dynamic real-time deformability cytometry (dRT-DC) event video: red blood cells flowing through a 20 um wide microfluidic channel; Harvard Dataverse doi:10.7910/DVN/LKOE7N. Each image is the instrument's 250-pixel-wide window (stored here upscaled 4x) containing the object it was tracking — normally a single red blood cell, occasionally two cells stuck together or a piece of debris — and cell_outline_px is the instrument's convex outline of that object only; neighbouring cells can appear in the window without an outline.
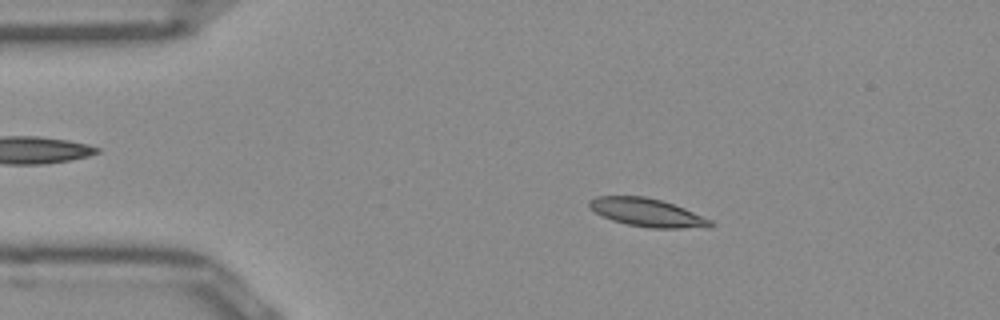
{"species": "Egyptian fruit bat (a non-hibernating species)", "species_latin": "Rousettus aegyptiacus", "temperature_condition": "room temperature", "stored_images_in_passage": 50, "camera_frame_rate_fps": 3000, "um_per_image_px": 0.085, "frame": {"image": 1, "passage_image": 8, "time_ms": 2.333, "image_size_px": [1000, 320], "cell_outline_px": [[716, 224], [708, 228], [648, 228], [628, 224], [612, 220], [596, 212], [588, 204], [588, 200], [596, 196], [644, 196], [660, 200], [684, 208], [712, 220]], "centroid_in_image_um": [55.05, 18.07], "position_along_channel_um": 29.9, "area_um2": 19.83}}
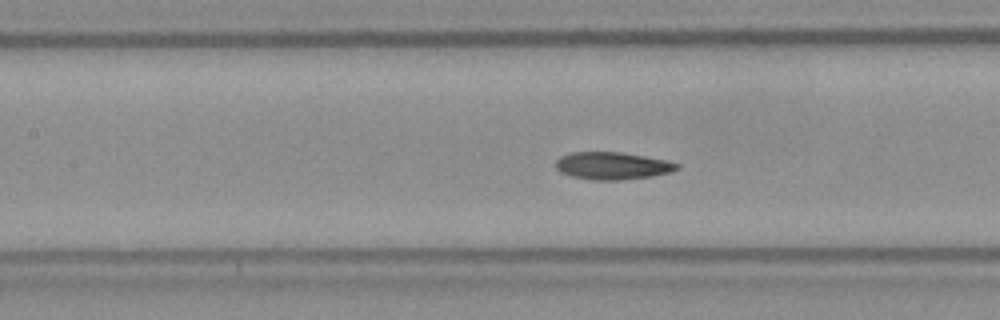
{"frame": {"image": 2, "passage_image": 21, "time_ms": 6.667, "image_size_px": [1000, 320], "cell_outline_px": [[680, 168], [672, 172], [652, 176], [620, 180], [592, 180], [572, 176], [560, 172], [556, 168], [556, 160], [560, 156], [572, 152], [620, 152], [668, 160], [680, 164]], "centroid_in_image_um": [52.08, 14.09], "position_along_channel_um": 155.3, "area_um2": 19.48}}
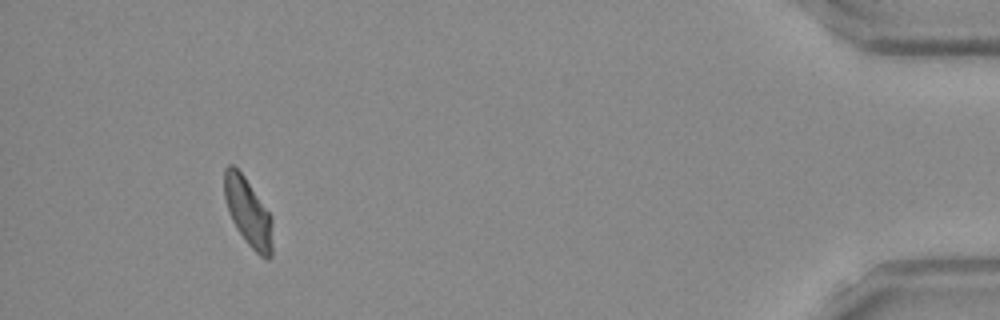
{"frame": {"image": 3, "passage_image": 46, "time_ms": 15.0, "image_size_px": [1000, 320], "cell_outline_px": [[272, 256], [268, 260], [264, 260], [244, 240], [236, 228], [228, 212], [224, 196], [224, 168], [228, 164], [232, 164], [244, 176], [272, 216]], "centroid_in_image_um": [21.09, 18.06], "position_along_channel_um": 414.1, "area_um2": 19.31}, "authors_computed_cell_mechanics": {"area_um2": 19.1896, "velocity_mm_per_s": 3.9583, "shape_relaxation_time_tau1_ms": 4.0496, "shape_relaxation_time_tau2_ms": 2.1398, "deformation_change_tau1": 0.1447, "deformation_change_tau2": 0.0731}}